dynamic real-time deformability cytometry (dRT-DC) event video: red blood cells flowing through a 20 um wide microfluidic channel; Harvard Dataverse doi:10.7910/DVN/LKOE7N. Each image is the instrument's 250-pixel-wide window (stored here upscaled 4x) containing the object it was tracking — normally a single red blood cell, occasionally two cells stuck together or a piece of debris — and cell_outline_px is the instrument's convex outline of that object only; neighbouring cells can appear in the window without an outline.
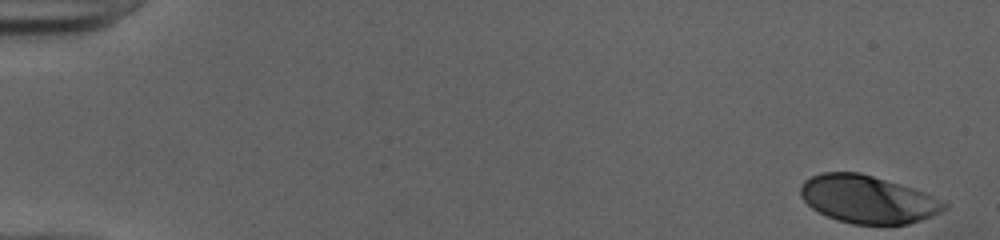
{"species": "human", "species_latin": "Homo sapiens", "temperature_condition": "cold", "stored_images_in_passage": 45, "camera_frame_rate_fps": 3000, "um_per_image_px": 0.085, "donor": {"sex": "female"}, "frame": {"image": 1, "passage_image": 1, "time_ms": 0.0, "image_size_px": [1000, 240], "cell_outline_px": [[948, 208], [932, 216], [908, 224], [852, 224], [836, 220], [812, 208], [800, 196], [800, 184], [804, 180], [820, 172], [860, 172], [900, 184], [924, 192], [948, 204]], "centroid_in_image_um": [73.73, 16.93], "position_along_channel_um": 11.3, "area_um2": 39.88}}
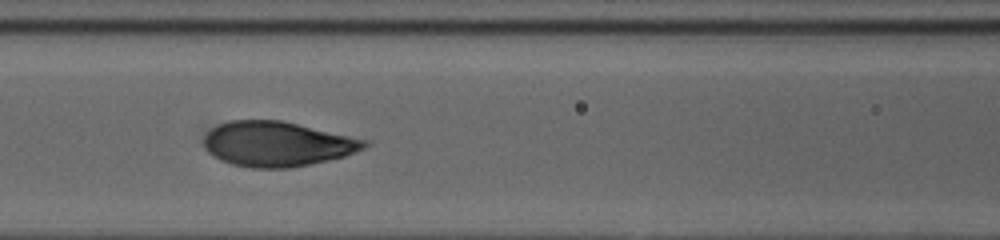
{"frame": {"image": 2, "passage_image": 23, "time_ms": 7.333, "image_size_px": [1000, 240], "cell_outline_px": [[372, 144], [364, 148], [344, 156], [328, 160], [288, 168], [252, 168], [232, 164], [220, 160], [212, 156], [204, 148], [204, 136], [212, 128], [220, 124], [232, 120], [280, 120], [368, 140]], "centroid_in_image_um": [23.54, 12.24], "position_along_channel_um": 143.1, "area_um2": 41.85}}
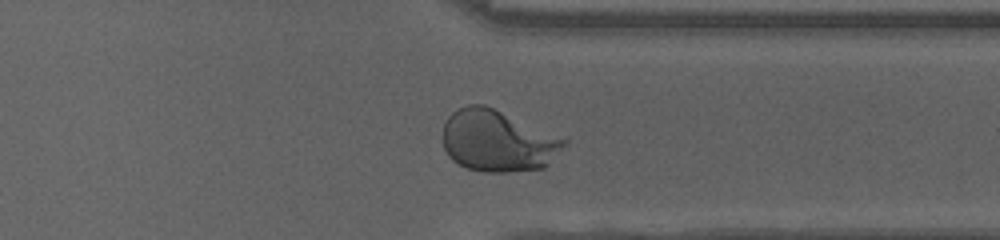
{"frame": {"image": 3, "passage_image": 40, "time_ms": 13.0, "image_size_px": [1000, 240], "cell_outline_px": [[568, 144], [544, 168], [508, 172], [484, 172], [468, 168], [452, 160], [448, 156], [444, 148], [444, 124], [448, 116], [452, 112], [468, 104], [484, 104], [568, 140]], "centroid_in_image_um": [42.31, 11.99], "position_along_channel_um": 369.1, "area_um2": 43.35}, "authors_computed_cell_mechanics": {"area_um2": 41.5004, "velocity_mm_per_s": 3.9897, "shape_relaxation_time_tau1_ms": 3.6145, "shape_relaxation_time_tau2_ms": null, "deformation_change_tau1": 0.2005, "deformation_change_tau2": null}}